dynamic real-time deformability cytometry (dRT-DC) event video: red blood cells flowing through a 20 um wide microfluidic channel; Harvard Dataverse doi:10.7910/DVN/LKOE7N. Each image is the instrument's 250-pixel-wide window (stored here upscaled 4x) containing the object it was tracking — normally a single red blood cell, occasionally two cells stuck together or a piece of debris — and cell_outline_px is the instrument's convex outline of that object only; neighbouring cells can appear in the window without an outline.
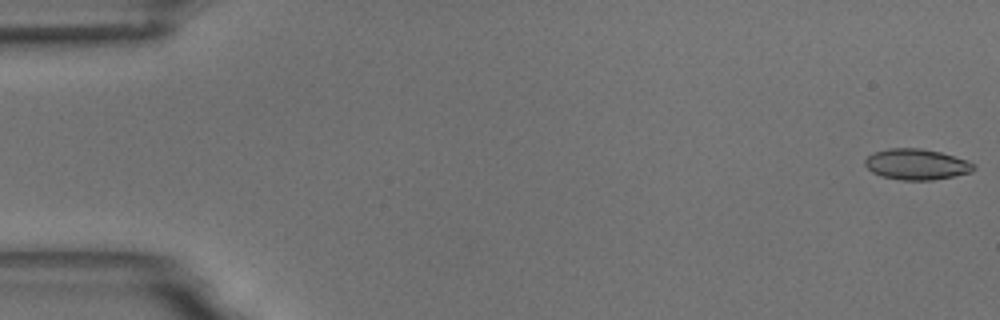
{"species": "common noctule bat (a hibernating species)", "species_latin": "Nyctalus noctula", "temperature_condition": "room temperature", "stored_images_in_passage": 55, "camera_frame_rate_fps": 3000, "um_per_image_px": 0.085, "animal": {"sex": "male", "body_mass_g": 18.8}, "frame": {"image": 1, "passage_image": 1, "time_ms": 0.0, "image_size_px": [1000, 320], "cell_outline_px": [[976, 168], [972, 172], [932, 180], [900, 180], [880, 176], [872, 172], [864, 164], [864, 160], [872, 152], [888, 148], [920, 148], [940, 152], [968, 160], [976, 164]], "centroid_in_image_um": [77.9, 13.96], "position_along_channel_um": 7.1, "area_um2": 19.71}}
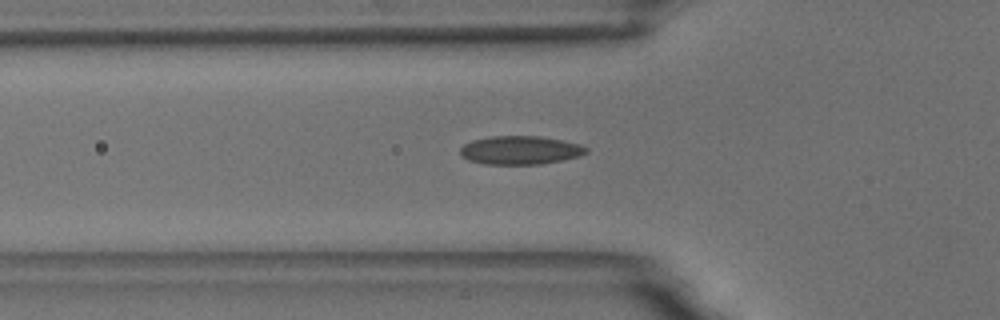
{"frame": {"image": 2, "passage_image": 19, "time_ms": 6.0, "image_size_px": [1000, 320], "cell_outline_px": [[588, 152], [580, 156], [540, 164], [484, 164], [468, 160], [460, 156], [460, 148], [464, 144], [472, 140], [488, 136], [540, 136], [564, 140], [580, 144], [588, 148]], "centroid_in_image_um": [44.21, 12.76], "position_along_channel_um": 81.6, "area_um2": 21.1}}
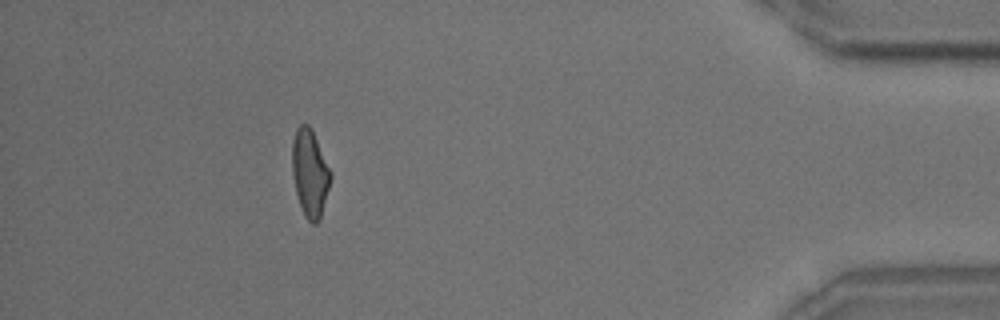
{"frame": {"image": 3, "passage_image": 50, "time_ms": 16.333, "image_size_px": [1000, 320], "cell_outline_px": [[332, 176], [320, 220], [316, 224], [312, 224], [304, 216], [296, 192], [292, 172], [292, 140], [296, 128], [300, 124], [308, 124], [312, 128], [332, 172]], "centroid_in_image_um": [26.35, 14.69], "position_along_channel_um": 408.8, "area_um2": 19.83}, "authors_computed_cell_mechanics": {"area_um2": 19.8254, "velocity_mm_per_s": 3.6802, "shape_relaxation_time_tau1_ms": 6.4433, "shape_relaxation_time_tau2_ms": 1.698, "deformation_change_tau1": 0.1604, "deformation_change_tau2": 0.0679}}